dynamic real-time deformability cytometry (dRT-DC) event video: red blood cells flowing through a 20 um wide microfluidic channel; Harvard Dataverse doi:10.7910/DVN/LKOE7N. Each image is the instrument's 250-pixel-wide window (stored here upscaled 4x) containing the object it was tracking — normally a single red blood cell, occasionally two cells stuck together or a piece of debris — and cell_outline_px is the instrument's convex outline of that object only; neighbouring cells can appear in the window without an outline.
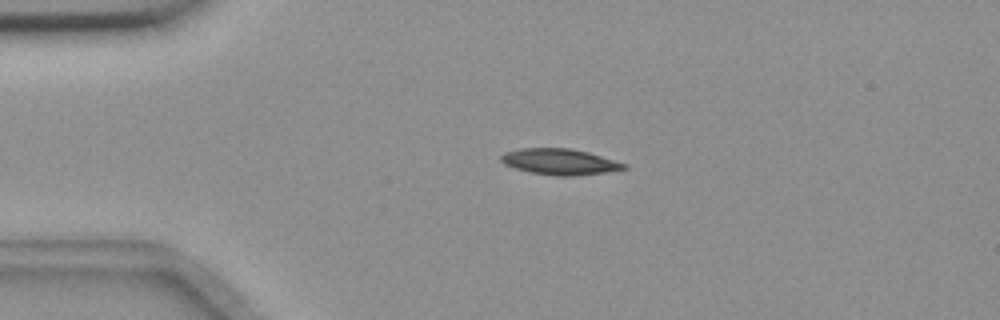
{"species": "common noctule bat (a hibernating species)", "species_latin": "Nyctalus noctula", "temperature_condition": "room temperature", "stored_images_in_passage": 6, "camera_frame_rate_fps": 3000, "um_per_image_px": 0.085, "animal": {"sex": "female", "body_mass_g": 18.4}, "frame": {"image": 1, "passage_image": 4, "time_ms": 1.0, "image_size_px": [1000, 320], "cell_outline_px": [[628, 168], [604, 172], [572, 176], [560, 176], [528, 172], [512, 168], [504, 164], [500, 160], [500, 156], [504, 152], [520, 148], [572, 148], [588, 152], [628, 164]], "centroid_in_image_um": [47.54, 13.74], "position_along_channel_um": 37.5, "area_um2": 18.73}}
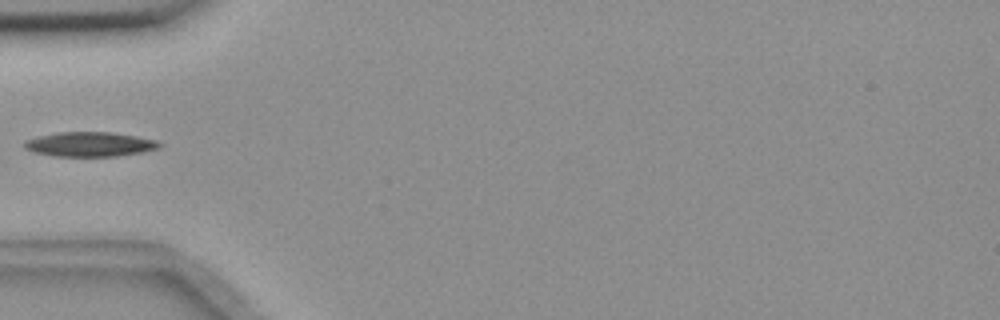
{"frame": {"image": 2, "passage_image": 6, "time_ms": 1.667, "image_size_px": [1000, 320], "cell_outline_px": [[164, 144], [160, 148], [144, 152], [116, 156], [56, 156], [36, 152], [24, 148], [24, 144], [28, 140], [40, 136], [56, 132], [112, 132], [160, 140]], "centroid_in_image_um": [7.75, 12.26], "position_along_channel_um": 77.3, "area_um2": 19.36}}